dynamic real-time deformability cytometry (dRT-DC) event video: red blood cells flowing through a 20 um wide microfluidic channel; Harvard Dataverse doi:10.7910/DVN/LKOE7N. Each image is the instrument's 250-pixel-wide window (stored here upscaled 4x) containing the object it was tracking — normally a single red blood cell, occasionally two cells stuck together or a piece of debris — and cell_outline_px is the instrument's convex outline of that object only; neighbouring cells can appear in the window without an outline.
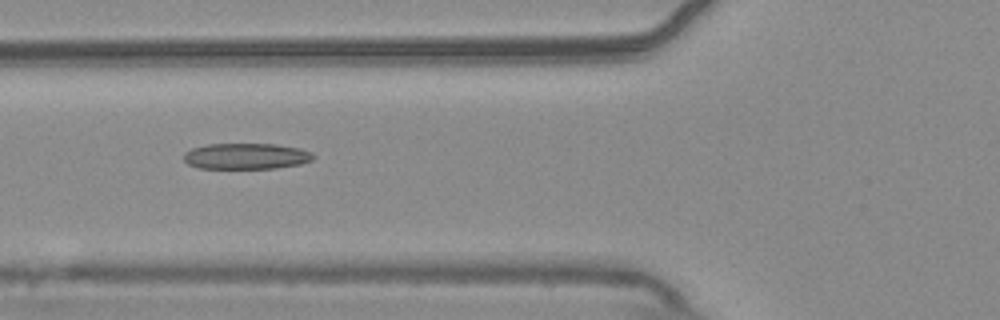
{"species": "common noctule bat (a hibernating species)", "species_latin": "Nyctalus noctula", "temperature_condition": "warm", "stored_images_in_passage": 55, "camera_frame_rate_fps": 3000, "um_per_image_px": 0.085, "animal": {"sex": "male", "body_mass_g": 20.4}, "frame": {"image": 1, "passage_image": 21, "time_ms": 6.667, "image_size_px": [1000, 320], "cell_outline_px": [[316, 156], [312, 160], [300, 164], [276, 168], [200, 168], [188, 164], [184, 160], [184, 152], [192, 148], [208, 144], [276, 144], [300, 148], [312, 152]], "centroid_in_image_um": [20.95, 13.27], "position_along_channel_um": 104.9, "area_um2": 19.65}}
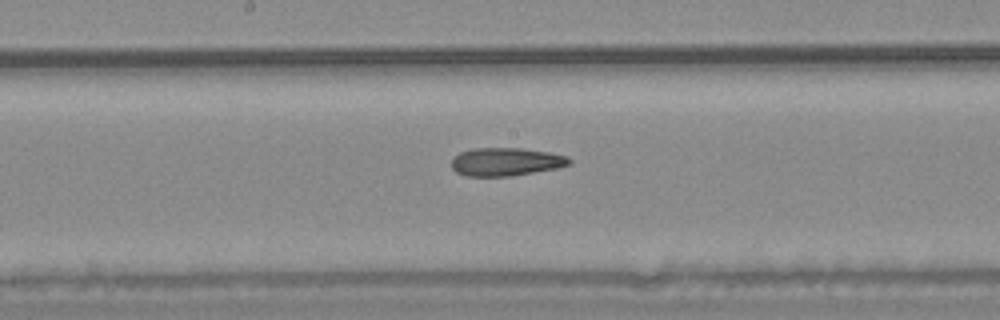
{"frame": {"image": 2, "passage_image": 29, "time_ms": 9.333, "image_size_px": [1000, 320], "cell_outline_px": [[572, 164], [560, 168], [512, 176], [464, 176], [456, 172], [452, 168], [452, 156], [460, 152], [472, 148], [520, 148], [548, 152], [568, 156], [572, 160]], "centroid_in_image_um": [43.02, 13.75], "position_along_channel_um": 205.2, "area_um2": 19.65}}
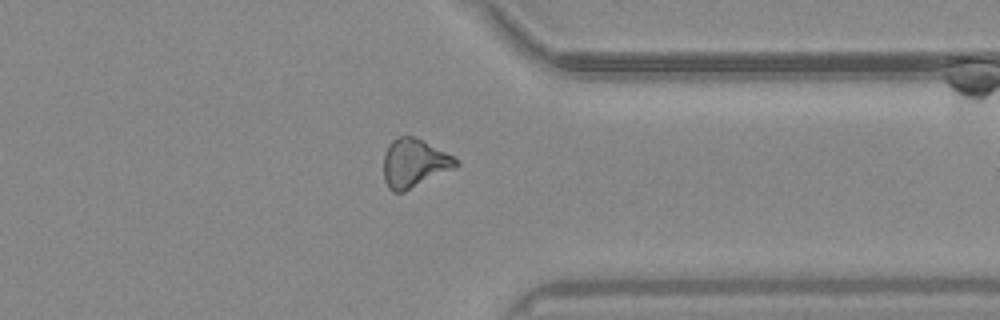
{"frame": {"image": 3, "passage_image": 43, "time_ms": 14.0, "image_size_px": [1000, 320], "cell_outline_px": [[460, 164], [404, 192], [392, 192], [388, 188], [384, 180], [384, 152], [388, 144], [396, 136], [412, 136], [456, 156]], "centroid_in_image_um": [35.18, 13.85], "position_along_channel_um": 376.2, "area_um2": 20.35}, "authors_computed_cell_mechanics": {"area_um2": 20.4034, "velocity_mm_per_s": 3.7473, "shape_relaxation_time_tau1_ms": null, "shape_relaxation_time_tau2_ms": 7.7228, "deformation_change_tau1": null, "deformation_change_tau2": 0.2056}}